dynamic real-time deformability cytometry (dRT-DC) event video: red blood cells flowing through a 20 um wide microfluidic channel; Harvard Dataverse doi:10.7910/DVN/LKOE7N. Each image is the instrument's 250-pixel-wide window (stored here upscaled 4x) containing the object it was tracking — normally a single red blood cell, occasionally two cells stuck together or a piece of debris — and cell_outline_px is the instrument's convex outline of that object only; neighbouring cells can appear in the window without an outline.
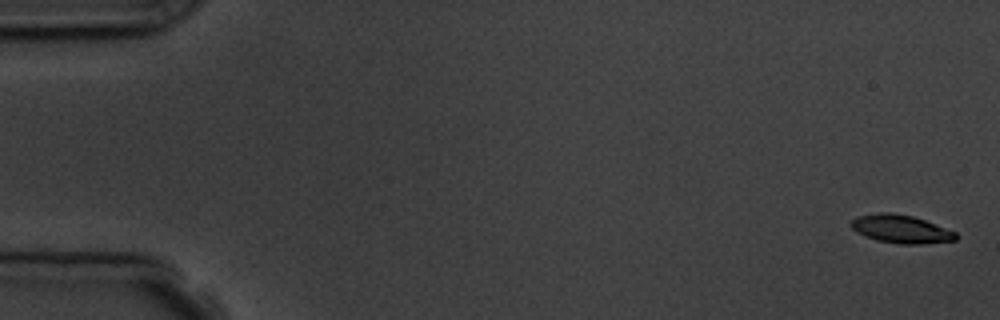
{"species": "common noctule bat (a hibernating species)", "species_latin": "Nyctalus noctula", "temperature_condition": "room temperature", "stored_images_in_passage": 11, "camera_frame_rate_fps": 3000, "um_per_image_px": 0.085, "animal": {"sex": "male", "body_mass_g": 19.5, "forearm_length_mm": 54.6}, "frame": {"image": 1, "passage_image": 1, "time_ms": 0.0, "image_size_px": [1000, 320], "cell_outline_px": [[956, 240], [920, 244], [900, 244], [876, 240], [856, 232], [848, 224], [856, 216], [880, 212], [892, 212], [912, 216], [924, 220], [956, 232]], "centroid_in_image_um": [76.53, 19.46], "position_along_channel_um": 8.5, "area_um2": 17.17}}
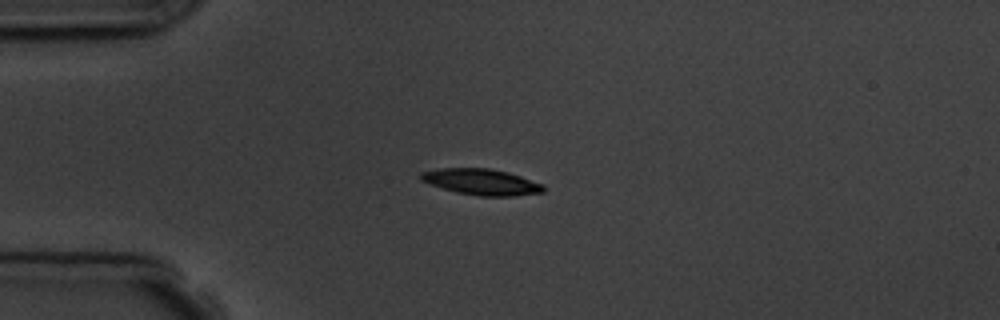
{"frame": {"image": 2, "passage_image": 4, "time_ms": 4.333, "image_size_px": [1000, 320], "cell_outline_px": [[544, 192], [516, 196], [480, 196], [456, 192], [420, 180], [420, 172], [440, 168], [488, 168], [508, 172], [544, 184]], "centroid_in_image_um": [40.95, 15.46], "position_along_channel_um": 44.1, "area_um2": 18.55}}